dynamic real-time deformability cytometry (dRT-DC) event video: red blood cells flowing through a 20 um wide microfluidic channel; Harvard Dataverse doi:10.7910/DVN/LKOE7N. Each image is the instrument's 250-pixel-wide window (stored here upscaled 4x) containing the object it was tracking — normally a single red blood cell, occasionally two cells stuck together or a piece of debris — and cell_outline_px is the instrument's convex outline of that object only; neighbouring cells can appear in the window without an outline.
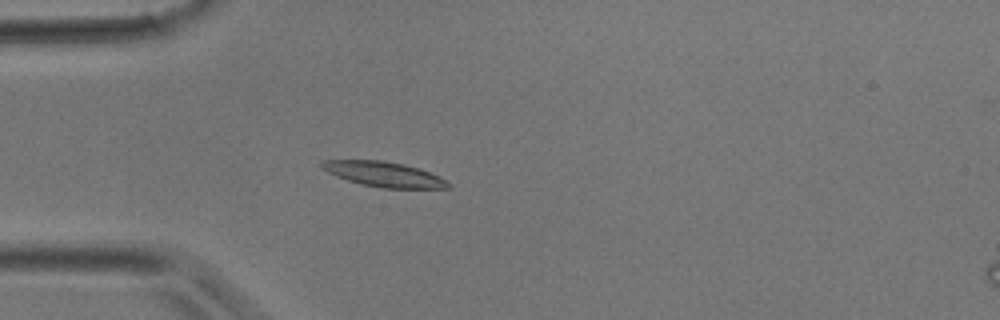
{"species": "common noctule bat (a hibernating species)", "species_latin": "Nyctalus noctula", "temperature_condition": "room temperature", "stored_images_in_passage": 43, "camera_frame_rate_fps": 3000, "um_per_image_px": 0.085, "animal": {"sex": "male", "body_mass_g": 17.9}, "frame": {"image": 1, "passage_image": 12, "time_ms": 3.667, "image_size_px": [1000, 320], "cell_outline_px": [[452, 188], [384, 188], [360, 184], [336, 176], [328, 172], [320, 164], [320, 160], [384, 160], [404, 164], [420, 168], [440, 176], [452, 184]], "centroid_in_image_um": [32.68, 14.81], "position_along_channel_um": 52.3, "area_um2": 18.55}}
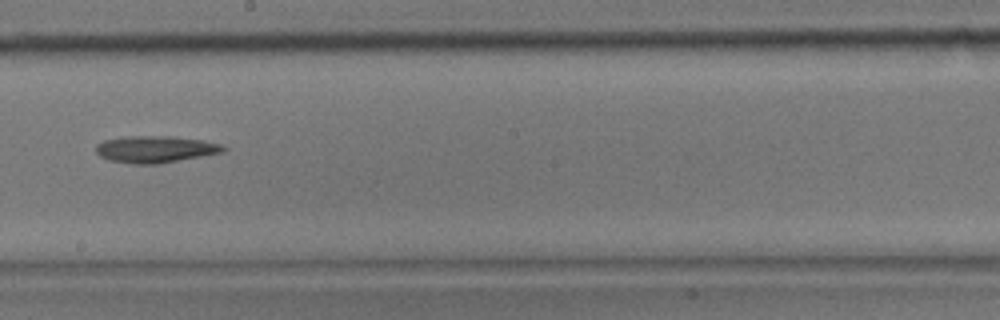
{"frame": {"image": 2, "passage_image": 25, "time_ms": 8.0, "image_size_px": [1000, 320], "cell_outline_px": [[228, 148], [224, 152], [156, 164], [136, 164], [108, 160], [100, 156], [96, 152], [96, 144], [104, 140], [128, 136], [172, 136], [204, 140], [220, 144]], "centroid_in_image_um": [13.21, 12.68], "position_along_channel_um": 235.0, "area_um2": 19.88}}
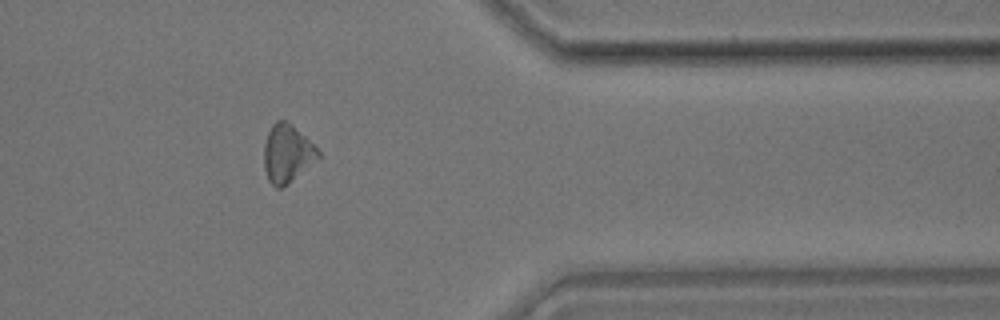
{"frame": {"image": 3, "passage_image": 35, "time_ms": 11.333, "image_size_px": [1000, 320], "cell_outline_px": [[320, 156], [288, 184], [280, 188], [276, 188], [268, 180], [264, 168], [264, 144], [268, 132], [272, 124], [276, 120], [288, 120], [320, 152]], "centroid_in_image_um": [24.37, 13.04], "position_along_channel_um": 387.0, "area_um2": 18.09}}